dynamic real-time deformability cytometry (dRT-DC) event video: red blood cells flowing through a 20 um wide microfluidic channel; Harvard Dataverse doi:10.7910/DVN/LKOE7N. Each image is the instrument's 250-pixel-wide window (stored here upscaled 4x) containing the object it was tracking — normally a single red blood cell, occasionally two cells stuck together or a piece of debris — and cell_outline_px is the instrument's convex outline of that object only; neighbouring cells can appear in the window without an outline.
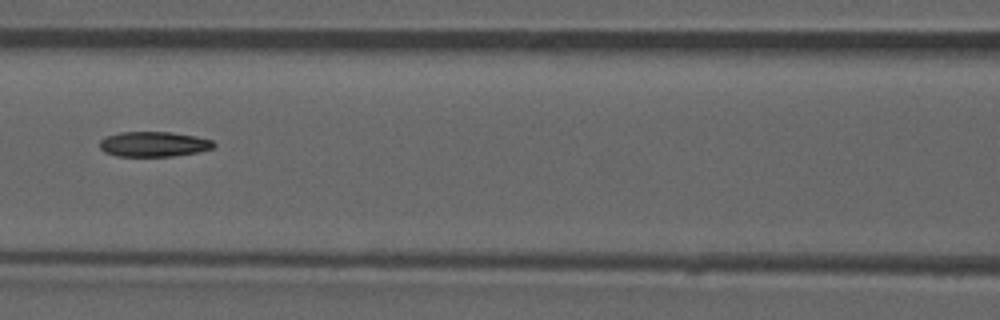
{"species": "common noctule bat (a hibernating species)", "species_latin": "Nyctalus noctula", "temperature_condition": "room temperature", "stored_images_in_passage": 52, "camera_frame_rate_fps": 3000, "um_per_image_px": 0.085, "animal": {"sex": "male", "forearm_length_mm": 52.5}, "frame": {"image": 1, "passage_image": 23, "time_ms": 7.333, "image_size_px": [1000, 320], "cell_outline_px": [[216, 144], [212, 148], [196, 152], [172, 156], [116, 156], [104, 152], [100, 148], [100, 140], [108, 136], [120, 132], [172, 132], [196, 136], [212, 140]], "centroid_in_image_um": [13.06, 12.25], "position_along_channel_um": 153.5, "area_um2": 16.59}}